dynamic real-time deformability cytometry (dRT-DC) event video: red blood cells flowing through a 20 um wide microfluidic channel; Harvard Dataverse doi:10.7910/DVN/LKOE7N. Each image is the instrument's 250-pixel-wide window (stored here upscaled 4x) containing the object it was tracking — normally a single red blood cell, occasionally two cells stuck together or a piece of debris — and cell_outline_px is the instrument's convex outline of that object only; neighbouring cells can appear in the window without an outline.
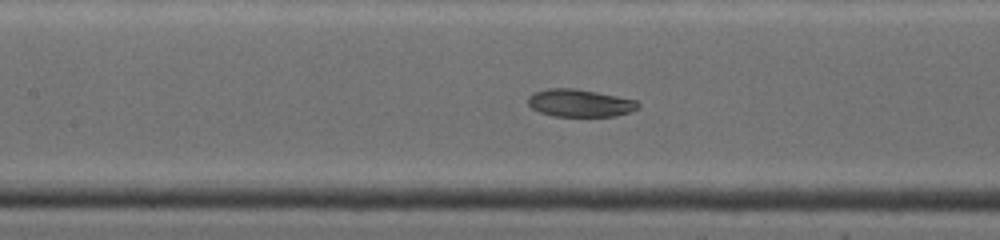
{"species": "common noctule bat (a hibernating species)", "species_latin": "Nyctalus noctula", "temperature_condition": "warm", "stored_images_in_passage": 11, "camera_frame_rate_fps": 4500, "um_per_image_px": 0.085, "animal": {"sex": "female", "body_mass_g": 19.0, "forearm_length_mm": 53.3}, "frame": {"image": 1, "passage_image": 8, "time_ms": 3.556, "image_size_px": [1000, 240], "cell_outline_px": [[640, 108], [616, 116], [552, 116], [540, 112], [532, 108], [528, 104], [528, 96], [536, 92], [548, 88], [572, 88], [596, 92], [636, 100], [640, 104]], "centroid_in_image_um": [49.29, 8.76], "position_along_channel_um": 158.1, "area_um2": 17.57}}